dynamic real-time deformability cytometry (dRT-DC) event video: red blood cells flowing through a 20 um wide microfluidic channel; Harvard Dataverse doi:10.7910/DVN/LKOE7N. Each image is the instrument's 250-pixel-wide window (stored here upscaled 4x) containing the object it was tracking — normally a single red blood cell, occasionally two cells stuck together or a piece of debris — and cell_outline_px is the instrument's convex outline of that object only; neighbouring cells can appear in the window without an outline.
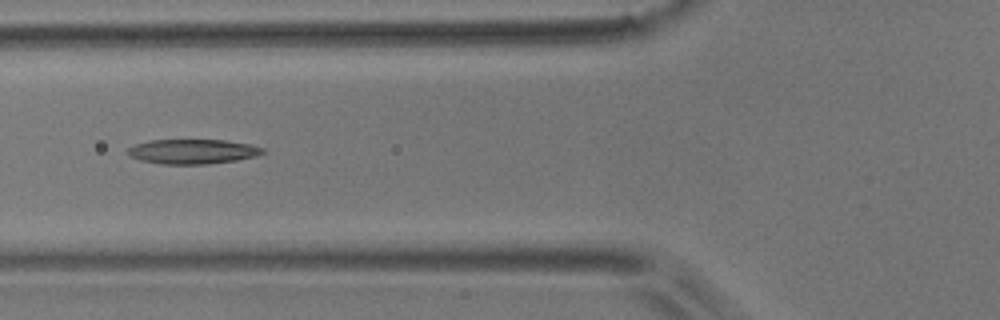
{"species": "common noctule bat (a hibernating species)", "species_latin": "Nyctalus noctula", "temperature_condition": "room temperature", "stored_images_in_passage": 7, "camera_frame_rate_fps": 3000, "um_per_image_px": 0.085, "animal": {"sex": "male", "body_mass_g": 17.9}, "frame": {"image": 1, "passage_image": 5, "time_ms": 1.333, "image_size_px": [1000, 320], "cell_outline_px": [[264, 152], [256, 156], [236, 160], [208, 164], [160, 164], [140, 160], [128, 156], [124, 152], [128, 148], [136, 144], [148, 140], [224, 140], [248, 144], [264, 148]], "centroid_in_image_um": [16.31, 12.88], "position_along_channel_um": 109.5, "area_um2": 19.48}}
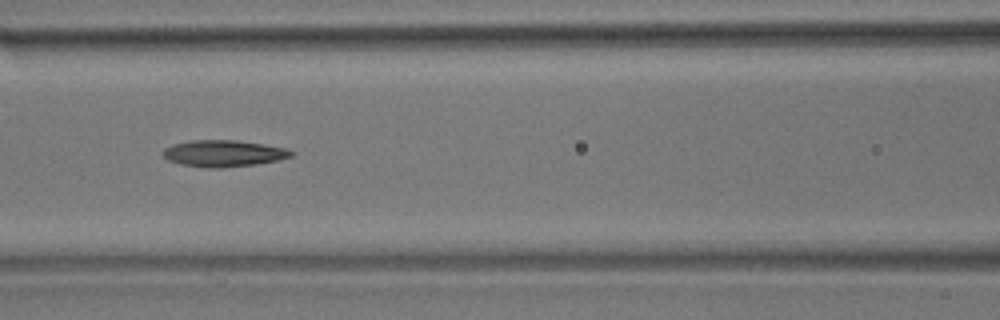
{"frame": {"image": 2, "passage_image": 6, "time_ms": 1.667, "image_size_px": [1000, 320], "cell_outline_px": [[296, 152], [292, 156], [276, 160], [256, 164], [224, 168], [204, 168], [180, 164], [168, 160], [164, 156], [164, 148], [172, 144], [192, 140], [236, 140], [264, 144], [284, 148]], "centroid_in_image_um": [18.99, 13.04], "position_along_channel_um": 147.6, "area_um2": 19.88}}
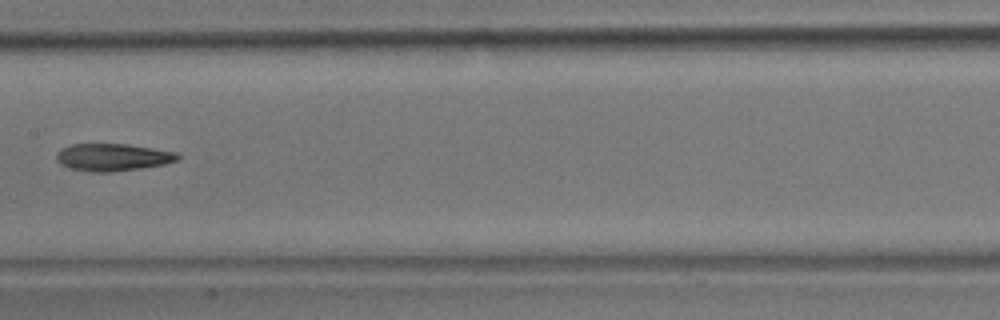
{"frame": {"image": 3, "passage_image": 7, "time_ms": 2.0, "image_size_px": [1000, 320], "cell_outline_px": [[180, 160], [164, 164], [140, 168], [112, 172], [92, 172], [68, 168], [60, 164], [56, 160], [56, 156], [60, 148], [72, 144], [128, 144], [176, 152], [180, 156]], "centroid_in_image_um": [9.56, 13.37], "position_along_channel_um": 197.8, "area_um2": 19.42}}